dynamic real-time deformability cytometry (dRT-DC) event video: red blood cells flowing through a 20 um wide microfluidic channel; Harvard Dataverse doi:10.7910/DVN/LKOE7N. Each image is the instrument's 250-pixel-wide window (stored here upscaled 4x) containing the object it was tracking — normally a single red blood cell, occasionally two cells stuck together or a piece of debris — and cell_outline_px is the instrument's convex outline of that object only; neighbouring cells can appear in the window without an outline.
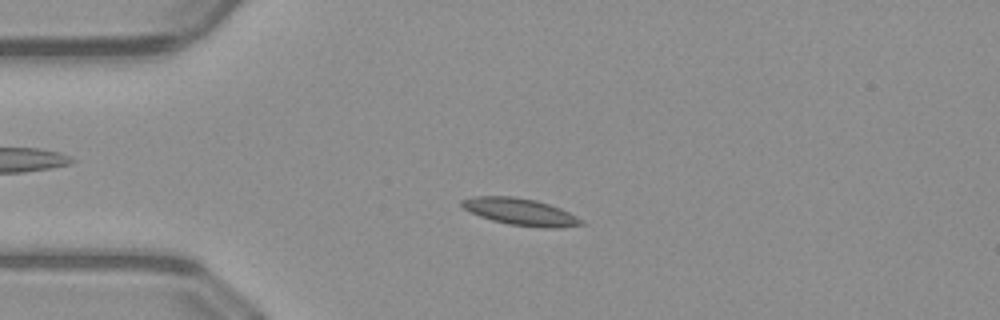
{"species": "common noctule bat (a hibernating species)", "species_latin": "Nyctalus noctula", "temperature_condition": "warm", "stored_images_in_passage": 46, "camera_frame_rate_fps": 3000, "um_per_image_px": 0.085, "animal": {"sex": "male", "body_mass_g": 23.1, "forearm_length_mm": 52.7}, "frame": {"image": 1, "passage_image": 13, "time_ms": 4.0, "image_size_px": [1000, 320], "cell_outline_px": [[584, 224], [560, 228], [544, 228], [508, 224], [492, 220], [480, 216], [464, 208], [460, 204], [460, 200], [472, 196], [512, 196], [536, 200], [560, 208], [584, 220]], "centroid_in_image_um": [44.24, 18.0], "position_along_channel_um": 40.8, "area_um2": 18.73}}
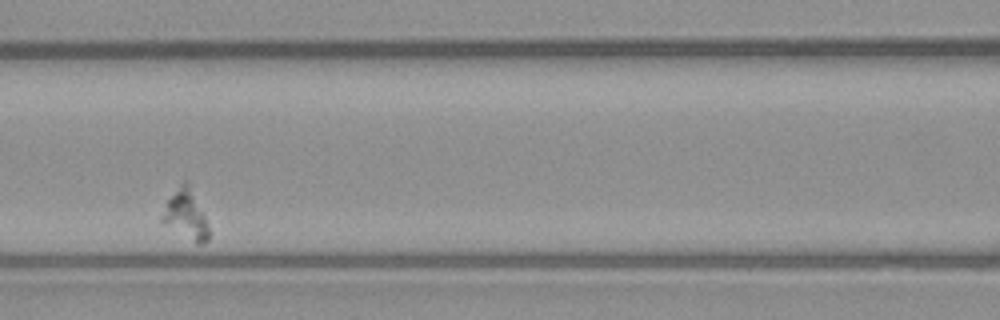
{"frame": {"image": 2, "passage_image": 26, "time_ms": 8.333, "image_size_px": [1000, 320], "cell_outline_px": [[208, 240], [204, 244], [196, 244], [164, 224], [160, 220], [168, 200], [184, 180], [188, 180], [208, 224]], "centroid_in_image_um": [15.81, 18.27], "position_along_channel_um": 150.8, "area_um2": 13.12}}
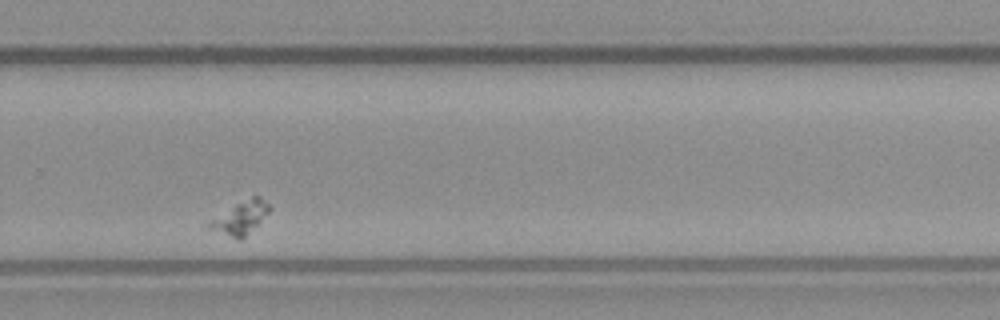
{"frame": {"image": 3, "passage_image": 40, "time_ms": 13.0, "image_size_px": [1000, 320], "cell_outline_px": [[272, 208], [240, 240], [208, 228], [208, 224], [212, 220], [236, 204], [252, 196], [260, 196]], "centroid_in_image_um": [20.46, 18.49], "position_along_channel_um": 309.3, "area_um2": 10.75}}